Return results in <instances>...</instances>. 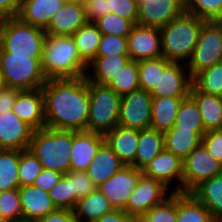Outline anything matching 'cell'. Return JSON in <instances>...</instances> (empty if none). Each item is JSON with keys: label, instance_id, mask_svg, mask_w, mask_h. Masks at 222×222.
<instances>
[{"label": "cell", "instance_id": "cell-1", "mask_svg": "<svg viewBox=\"0 0 222 222\" xmlns=\"http://www.w3.org/2000/svg\"><path fill=\"white\" fill-rule=\"evenodd\" d=\"M44 99L45 127L84 131L89 116V82L76 79H49L41 87Z\"/></svg>", "mask_w": 222, "mask_h": 222}, {"label": "cell", "instance_id": "cell-2", "mask_svg": "<svg viewBox=\"0 0 222 222\" xmlns=\"http://www.w3.org/2000/svg\"><path fill=\"white\" fill-rule=\"evenodd\" d=\"M41 63L47 80L76 79L86 76L88 71V64L79 56L72 36L47 34Z\"/></svg>", "mask_w": 222, "mask_h": 222}, {"label": "cell", "instance_id": "cell-3", "mask_svg": "<svg viewBox=\"0 0 222 222\" xmlns=\"http://www.w3.org/2000/svg\"><path fill=\"white\" fill-rule=\"evenodd\" d=\"M206 21L183 11L160 28L163 56L170 62L187 64ZM188 60V61H187Z\"/></svg>", "mask_w": 222, "mask_h": 222}, {"label": "cell", "instance_id": "cell-4", "mask_svg": "<svg viewBox=\"0 0 222 222\" xmlns=\"http://www.w3.org/2000/svg\"><path fill=\"white\" fill-rule=\"evenodd\" d=\"M72 144L73 130L45 127L34 130L28 149L37 157L44 169L64 175L71 170Z\"/></svg>", "mask_w": 222, "mask_h": 222}, {"label": "cell", "instance_id": "cell-5", "mask_svg": "<svg viewBox=\"0 0 222 222\" xmlns=\"http://www.w3.org/2000/svg\"><path fill=\"white\" fill-rule=\"evenodd\" d=\"M45 29L24 23L18 17L4 18L0 27V46L11 56L42 59Z\"/></svg>", "mask_w": 222, "mask_h": 222}, {"label": "cell", "instance_id": "cell-6", "mask_svg": "<svg viewBox=\"0 0 222 222\" xmlns=\"http://www.w3.org/2000/svg\"><path fill=\"white\" fill-rule=\"evenodd\" d=\"M89 97L86 131L105 135L118 125L121 96L108 85L89 82Z\"/></svg>", "mask_w": 222, "mask_h": 222}, {"label": "cell", "instance_id": "cell-7", "mask_svg": "<svg viewBox=\"0 0 222 222\" xmlns=\"http://www.w3.org/2000/svg\"><path fill=\"white\" fill-rule=\"evenodd\" d=\"M41 60L30 56H11L0 46V71L5 86L22 91L41 88L47 81Z\"/></svg>", "mask_w": 222, "mask_h": 222}, {"label": "cell", "instance_id": "cell-8", "mask_svg": "<svg viewBox=\"0 0 222 222\" xmlns=\"http://www.w3.org/2000/svg\"><path fill=\"white\" fill-rule=\"evenodd\" d=\"M222 28L216 21H206L200 31L198 42L186 65L193 77L203 69L221 62Z\"/></svg>", "mask_w": 222, "mask_h": 222}, {"label": "cell", "instance_id": "cell-9", "mask_svg": "<svg viewBox=\"0 0 222 222\" xmlns=\"http://www.w3.org/2000/svg\"><path fill=\"white\" fill-rule=\"evenodd\" d=\"M182 193H190L203 181L222 174V164L201 144L183 160Z\"/></svg>", "mask_w": 222, "mask_h": 222}, {"label": "cell", "instance_id": "cell-10", "mask_svg": "<svg viewBox=\"0 0 222 222\" xmlns=\"http://www.w3.org/2000/svg\"><path fill=\"white\" fill-rule=\"evenodd\" d=\"M151 107L152 96L143 89L121 96L118 125L137 130L150 128Z\"/></svg>", "mask_w": 222, "mask_h": 222}, {"label": "cell", "instance_id": "cell-11", "mask_svg": "<svg viewBox=\"0 0 222 222\" xmlns=\"http://www.w3.org/2000/svg\"><path fill=\"white\" fill-rule=\"evenodd\" d=\"M167 189L160 181L142 174L123 211L140 218L171 195Z\"/></svg>", "mask_w": 222, "mask_h": 222}, {"label": "cell", "instance_id": "cell-12", "mask_svg": "<svg viewBox=\"0 0 222 222\" xmlns=\"http://www.w3.org/2000/svg\"><path fill=\"white\" fill-rule=\"evenodd\" d=\"M141 175L142 170L124 166L97 189L109 200L114 209L123 210Z\"/></svg>", "mask_w": 222, "mask_h": 222}, {"label": "cell", "instance_id": "cell-13", "mask_svg": "<svg viewBox=\"0 0 222 222\" xmlns=\"http://www.w3.org/2000/svg\"><path fill=\"white\" fill-rule=\"evenodd\" d=\"M127 51L134 61L162 57L160 29L136 24L127 36Z\"/></svg>", "mask_w": 222, "mask_h": 222}, {"label": "cell", "instance_id": "cell-14", "mask_svg": "<svg viewBox=\"0 0 222 222\" xmlns=\"http://www.w3.org/2000/svg\"><path fill=\"white\" fill-rule=\"evenodd\" d=\"M186 66L185 64L183 67L180 62H170L164 68L154 89L150 92L151 96L188 97L193 83L192 76Z\"/></svg>", "mask_w": 222, "mask_h": 222}, {"label": "cell", "instance_id": "cell-15", "mask_svg": "<svg viewBox=\"0 0 222 222\" xmlns=\"http://www.w3.org/2000/svg\"><path fill=\"white\" fill-rule=\"evenodd\" d=\"M183 11L181 0H143L138 3L137 24L160 29Z\"/></svg>", "mask_w": 222, "mask_h": 222}, {"label": "cell", "instance_id": "cell-16", "mask_svg": "<svg viewBox=\"0 0 222 222\" xmlns=\"http://www.w3.org/2000/svg\"><path fill=\"white\" fill-rule=\"evenodd\" d=\"M183 160L163 149L156 157H154L142 170V174L160 181L167 188L170 187L174 179L178 180L179 184L171 193L182 192L183 181Z\"/></svg>", "mask_w": 222, "mask_h": 222}, {"label": "cell", "instance_id": "cell-17", "mask_svg": "<svg viewBox=\"0 0 222 222\" xmlns=\"http://www.w3.org/2000/svg\"><path fill=\"white\" fill-rule=\"evenodd\" d=\"M34 129L12 110L0 115V149L27 150Z\"/></svg>", "mask_w": 222, "mask_h": 222}, {"label": "cell", "instance_id": "cell-18", "mask_svg": "<svg viewBox=\"0 0 222 222\" xmlns=\"http://www.w3.org/2000/svg\"><path fill=\"white\" fill-rule=\"evenodd\" d=\"M105 143L104 135L89 131H73L70 151L71 170L86 171L99 148Z\"/></svg>", "mask_w": 222, "mask_h": 222}, {"label": "cell", "instance_id": "cell-19", "mask_svg": "<svg viewBox=\"0 0 222 222\" xmlns=\"http://www.w3.org/2000/svg\"><path fill=\"white\" fill-rule=\"evenodd\" d=\"M22 208V222H36L57 210L49 192L29 185L18 188Z\"/></svg>", "mask_w": 222, "mask_h": 222}, {"label": "cell", "instance_id": "cell-20", "mask_svg": "<svg viewBox=\"0 0 222 222\" xmlns=\"http://www.w3.org/2000/svg\"><path fill=\"white\" fill-rule=\"evenodd\" d=\"M87 22L83 4L66 0L52 16L45 32L49 35L72 36Z\"/></svg>", "mask_w": 222, "mask_h": 222}, {"label": "cell", "instance_id": "cell-21", "mask_svg": "<svg viewBox=\"0 0 222 222\" xmlns=\"http://www.w3.org/2000/svg\"><path fill=\"white\" fill-rule=\"evenodd\" d=\"M12 111L34 130L45 128L42 89L21 91L13 105Z\"/></svg>", "mask_w": 222, "mask_h": 222}, {"label": "cell", "instance_id": "cell-22", "mask_svg": "<svg viewBox=\"0 0 222 222\" xmlns=\"http://www.w3.org/2000/svg\"><path fill=\"white\" fill-rule=\"evenodd\" d=\"M105 143L113 150L125 166L134 163L137 153L139 130L115 126L104 135Z\"/></svg>", "mask_w": 222, "mask_h": 222}, {"label": "cell", "instance_id": "cell-23", "mask_svg": "<svg viewBox=\"0 0 222 222\" xmlns=\"http://www.w3.org/2000/svg\"><path fill=\"white\" fill-rule=\"evenodd\" d=\"M66 0H22L17 17L24 23L46 29Z\"/></svg>", "mask_w": 222, "mask_h": 222}, {"label": "cell", "instance_id": "cell-24", "mask_svg": "<svg viewBox=\"0 0 222 222\" xmlns=\"http://www.w3.org/2000/svg\"><path fill=\"white\" fill-rule=\"evenodd\" d=\"M124 166L113 150L104 143L85 172L98 187Z\"/></svg>", "mask_w": 222, "mask_h": 222}, {"label": "cell", "instance_id": "cell-25", "mask_svg": "<svg viewBox=\"0 0 222 222\" xmlns=\"http://www.w3.org/2000/svg\"><path fill=\"white\" fill-rule=\"evenodd\" d=\"M185 98L187 97H152L150 128L162 133L171 130L179 106Z\"/></svg>", "mask_w": 222, "mask_h": 222}, {"label": "cell", "instance_id": "cell-26", "mask_svg": "<svg viewBox=\"0 0 222 222\" xmlns=\"http://www.w3.org/2000/svg\"><path fill=\"white\" fill-rule=\"evenodd\" d=\"M189 96L200 110L205 131L222 129V97L201 92L193 85Z\"/></svg>", "mask_w": 222, "mask_h": 222}, {"label": "cell", "instance_id": "cell-27", "mask_svg": "<svg viewBox=\"0 0 222 222\" xmlns=\"http://www.w3.org/2000/svg\"><path fill=\"white\" fill-rule=\"evenodd\" d=\"M129 60V55L96 56L88 63L87 67L92 69V72L88 70L86 79L99 85H109Z\"/></svg>", "mask_w": 222, "mask_h": 222}, {"label": "cell", "instance_id": "cell-28", "mask_svg": "<svg viewBox=\"0 0 222 222\" xmlns=\"http://www.w3.org/2000/svg\"><path fill=\"white\" fill-rule=\"evenodd\" d=\"M163 149L164 136L162 132L152 128L139 130L137 153L131 166L143 170Z\"/></svg>", "mask_w": 222, "mask_h": 222}, {"label": "cell", "instance_id": "cell-29", "mask_svg": "<svg viewBox=\"0 0 222 222\" xmlns=\"http://www.w3.org/2000/svg\"><path fill=\"white\" fill-rule=\"evenodd\" d=\"M219 221L222 219V174L203 181L190 192Z\"/></svg>", "mask_w": 222, "mask_h": 222}, {"label": "cell", "instance_id": "cell-30", "mask_svg": "<svg viewBox=\"0 0 222 222\" xmlns=\"http://www.w3.org/2000/svg\"><path fill=\"white\" fill-rule=\"evenodd\" d=\"M113 209L109 200L96 189L91 194L80 199L73 212L78 222H95Z\"/></svg>", "mask_w": 222, "mask_h": 222}, {"label": "cell", "instance_id": "cell-31", "mask_svg": "<svg viewBox=\"0 0 222 222\" xmlns=\"http://www.w3.org/2000/svg\"><path fill=\"white\" fill-rule=\"evenodd\" d=\"M164 149L184 160L201 145L202 137L194 130H169L163 133Z\"/></svg>", "mask_w": 222, "mask_h": 222}, {"label": "cell", "instance_id": "cell-32", "mask_svg": "<svg viewBox=\"0 0 222 222\" xmlns=\"http://www.w3.org/2000/svg\"><path fill=\"white\" fill-rule=\"evenodd\" d=\"M177 222H218L191 193L177 192Z\"/></svg>", "mask_w": 222, "mask_h": 222}, {"label": "cell", "instance_id": "cell-33", "mask_svg": "<svg viewBox=\"0 0 222 222\" xmlns=\"http://www.w3.org/2000/svg\"><path fill=\"white\" fill-rule=\"evenodd\" d=\"M72 37L75 40L79 56L88 64L98 52L102 34L94 22L81 26Z\"/></svg>", "mask_w": 222, "mask_h": 222}, {"label": "cell", "instance_id": "cell-34", "mask_svg": "<svg viewBox=\"0 0 222 222\" xmlns=\"http://www.w3.org/2000/svg\"><path fill=\"white\" fill-rule=\"evenodd\" d=\"M171 130H194L201 137L206 133L200 110L190 96L181 102L175 118L174 127Z\"/></svg>", "mask_w": 222, "mask_h": 222}, {"label": "cell", "instance_id": "cell-35", "mask_svg": "<svg viewBox=\"0 0 222 222\" xmlns=\"http://www.w3.org/2000/svg\"><path fill=\"white\" fill-rule=\"evenodd\" d=\"M19 150L0 149V192L18 189Z\"/></svg>", "mask_w": 222, "mask_h": 222}, {"label": "cell", "instance_id": "cell-36", "mask_svg": "<svg viewBox=\"0 0 222 222\" xmlns=\"http://www.w3.org/2000/svg\"><path fill=\"white\" fill-rule=\"evenodd\" d=\"M170 63L164 56L153 59L138 60L139 86L147 92H151L164 68Z\"/></svg>", "mask_w": 222, "mask_h": 222}, {"label": "cell", "instance_id": "cell-37", "mask_svg": "<svg viewBox=\"0 0 222 222\" xmlns=\"http://www.w3.org/2000/svg\"><path fill=\"white\" fill-rule=\"evenodd\" d=\"M193 86L204 93L222 97V64L217 63L192 77Z\"/></svg>", "mask_w": 222, "mask_h": 222}, {"label": "cell", "instance_id": "cell-38", "mask_svg": "<svg viewBox=\"0 0 222 222\" xmlns=\"http://www.w3.org/2000/svg\"><path fill=\"white\" fill-rule=\"evenodd\" d=\"M108 86L120 96L140 89L137 61L129 60Z\"/></svg>", "mask_w": 222, "mask_h": 222}, {"label": "cell", "instance_id": "cell-39", "mask_svg": "<svg viewBox=\"0 0 222 222\" xmlns=\"http://www.w3.org/2000/svg\"><path fill=\"white\" fill-rule=\"evenodd\" d=\"M177 192L140 217V222H177Z\"/></svg>", "mask_w": 222, "mask_h": 222}, {"label": "cell", "instance_id": "cell-40", "mask_svg": "<svg viewBox=\"0 0 222 222\" xmlns=\"http://www.w3.org/2000/svg\"><path fill=\"white\" fill-rule=\"evenodd\" d=\"M94 23L102 35H116L120 37H127L136 25L133 21L114 13L106 14Z\"/></svg>", "mask_w": 222, "mask_h": 222}, {"label": "cell", "instance_id": "cell-41", "mask_svg": "<svg viewBox=\"0 0 222 222\" xmlns=\"http://www.w3.org/2000/svg\"><path fill=\"white\" fill-rule=\"evenodd\" d=\"M184 11L205 21H217L222 16V0H185Z\"/></svg>", "mask_w": 222, "mask_h": 222}, {"label": "cell", "instance_id": "cell-42", "mask_svg": "<svg viewBox=\"0 0 222 222\" xmlns=\"http://www.w3.org/2000/svg\"><path fill=\"white\" fill-rule=\"evenodd\" d=\"M42 169L41 163L29 149L20 151L18 168L20 187L33 185Z\"/></svg>", "mask_w": 222, "mask_h": 222}, {"label": "cell", "instance_id": "cell-43", "mask_svg": "<svg viewBox=\"0 0 222 222\" xmlns=\"http://www.w3.org/2000/svg\"><path fill=\"white\" fill-rule=\"evenodd\" d=\"M65 175L71 180L72 210H74L77 202L94 192L97 187L85 171L70 170Z\"/></svg>", "mask_w": 222, "mask_h": 222}, {"label": "cell", "instance_id": "cell-44", "mask_svg": "<svg viewBox=\"0 0 222 222\" xmlns=\"http://www.w3.org/2000/svg\"><path fill=\"white\" fill-rule=\"evenodd\" d=\"M0 213L9 222H22V208L18 189L0 192Z\"/></svg>", "mask_w": 222, "mask_h": 222}, {"label": "cell", "instance_id": "cell-45", "mask_svg": "<svg viewBox=\"0 0 222 222\" xmlns=\"http://www.w3.org/2000/svg\"><path fill=\"white\" fill-rule=\"evenodd\" d=\"M50 198L57 209L72 210L71 180L64 174L49 191Z\"/></svg>", "mask_w": 222, "mask_h": 222}, {"label": "cell", "instance_id": "cell-46", "mask_svg": "<svg viewBox=\"0 0 222 222\" xmlns=\"http://www.w3.org/2000/svg\"><path fill=\"white\" fill-rule=\"evenodd\" d=\"M128 55L127 37L102 35L96 56Z\"/></svg>", "mask_w": 222, "mask_h": 222}, {"label": "cell", "instance_id": "cell-47", "mask_svg": "<svg viewBox=\"0 0 222 222\" xmlns=\"http://www.w3.org/2000/svg\"><path fill=\"white\" fill-rule=\"evenodd\" d=\"M109 13H114L137 24L138 3L136 0H109Z\"/></svg>", "mask_w": 222, "mask_h": 222}, {"label": "cell", "instance_id": "cell-48", "mask_svg": "<svg viewBox=\"0 0 222 222\" xmlns=\"http://www.w3.org/2000/svg\"><path fill=\"white\" fill-rule=\"evenodd\" d=\"M201 144L215 160L222 164V129L206 131Z\"/></svg>", "mask_w": 222, "mask_h": 222}, {"label": "cell", "instance_id": "cell-49", "mask_svg": "<svg viewBox=\"0 0 222 222\" xmlns=\"http://www.w3.org/2000/svg\"><path fill=\"white\" fill-rule=\"evenodd\" d=\"M85 17L88 22H95L109 14V0H86L83 3Z\"/></svg>", "mask_w": 222, "mask_h": 222}, {"label": "cell", "instance_id": "cell-50", "mask_svg": "<svg viewBox=\"0 0 222 222\" xmlns=\"http://www.w3.org/2000/svg\"><path fill=\"white\" fill-rule=\"evenodd\" d=\"M62 176L63 174L60 172L43 168L33 185L49 192L50 189L59 182Z\"/></svg>", "mask_w": 222, "mask_h": 222}, {"label": "cell", "instance_id": "cell-51", "mask_svg": "<svg viewBox=\"0 0 222 222\" xmlns=\"http://www.w3.org/2000/svg\"><path fill=\"white\" fill-rule=\"evenodd\" d=\"M21 91L22 90L12 88L10 86H4L0 90V115L12 110Z\"/></svg>", "mask_w": 222, "mask_h": 222}, {"label": "cell", "instance_id": "cell-52", "mask_svg": "<svg viewBox=\"0 0 222 222\" xmlns=\"http://www.w3.org/2000/svg\"><path fill=\"white\" fill-rule=\"evenodd\" d=\"M95 222H140V218L127 214L121 209H113Z\"/></svg>", "mask_w": 222, "mask_h": 222}, {"label": "cell", "instance_id": "cell-53", "mask_svg": "<svg viewBox=\"0 0 222 222\" xmlns=\"http://www.w3.org/2000/svg\"><path fill=\"white\" fill-rule=\"evenodd\" d=\"M36 222H78L74 217L73 210L70 209H57L56 211L48 214L44 218Z\"/></svg>", "mask_w": 222, "mask_h": 222}, {"label": "cell", "instance_id": "cell-54", "mask_svg": "<svg viewBox=\"0 0 222 222\" xmlns=\"http://www.w3.org/2000/svg\"><path fill=\"white\" fill-rule=\"evenodd\" d=\"M20 7V0H0V14L3 18L17 17Z\"/></svg>", "mask_w": 222, "mask_h": 222}, {"label": "cell", "instance_id": "cell-55", "mask_svg": "<svg viewBox=\"0 0 222 222\" xmlns=\"http://www.w3.org/2000/svg\"><path fill=\"white\" fill-rule=\"evenodd\" d=\"M5 86L4 79L2 73L0 71V90Z\"/></svg>", "mask_w": 222, "mask_h": 222}, {"label": "cell", "instance_id": "cell-56", "mask_svg": "<svg viewBox=\"0 0 222 222\" xmlns=\"http://www.w3.org/2000/svg\"><path fill=\"white\" fill-rule=\"evenodd\" d=\"M0 222H9V221L0 213Z\"/></svg>", "mask_w": 222, "mask_h": 222}, {"label": "cell", "instance_id": "cell-57", "mask_svg": "<svg viewBox=\"0 0 222 222\" xmlns=\"http://www.w3.org/2000/svg\"><path fill=\"white\" fill-rule=\"evenodd\" d=\"M69 1L83 4L86 0H69Z\"/></svg>", "mask_w": 222, "mask_h": 222}, {"label": "cell", "instance_id": "cell-58", "mask_svg": "<svg viewBox=\"0 0 222 222\" xmlns=\"http://www.w3.org/2000/svg\"><path fill=\"white\" fill-rule=\"evenodd\" d=\"M222 28V16L216 21Z\"/></svg>", "mask_w": 222, "mask_h": 222}, {"label": "cell", "instance_id": "cell-59", "mask_svg": "<svg viewBox=\"0 0 222 222\" xmlns=\"http://www.w3.org/2000/svg\"><path fill=\"white\" fill-rule=\"evenodd\" d=\"M3 20H4V18H3V17L1 16V14H0V27H1V25H2Z\"/></svg>", "mask_w": 222, "mask_h": 222}]
</instances>
